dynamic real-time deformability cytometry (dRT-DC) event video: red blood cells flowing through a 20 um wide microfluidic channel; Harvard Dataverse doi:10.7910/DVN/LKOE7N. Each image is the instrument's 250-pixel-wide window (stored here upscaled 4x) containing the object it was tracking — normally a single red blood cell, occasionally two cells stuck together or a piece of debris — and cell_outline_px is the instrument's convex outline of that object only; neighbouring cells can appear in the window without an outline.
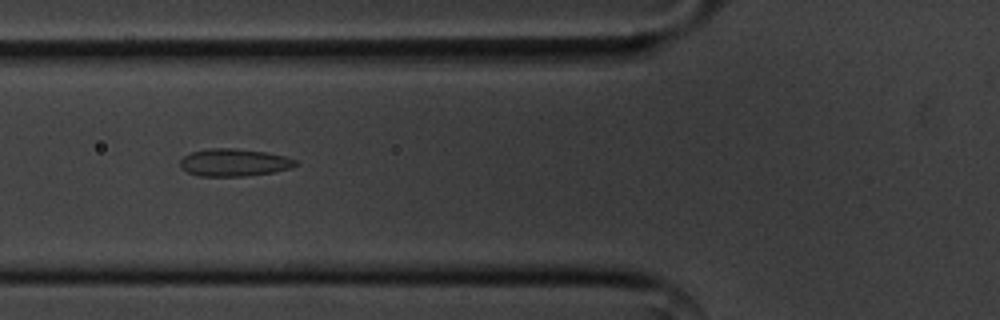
{"species": "common noctule bat (a hibernating species)", "species_latin": "Nyctalus noctula", "temperature_condition": "cold", "stored_images_in_passage": 44, "segment_of_instrument_passage": [1, 2], "camera_frame_rate_fps": 3000, "um_per_image_px": 0.085, "animal": {"sex": "male", "body_mass_g": 20.1, "forearm_length_mm": 53.5}, "frame": {"image": 1, "passage_image": 8, "time_ms": 2.333, "image_size_px": [1000, 320], "cell_outline_px": [[296, 164], [292, 168], [272, 172], [244, 176], [200, 176], [188, 172], [180, 164], [180, 160], [184, 156], [192, 152], [208, 148], [232, 148], [268, 152], [284, 156], [296, 160]], "centroid_in_image_um": [19.9, 13.8], "position_along_channel_um": 105.9, "area_um2": 18.32}}
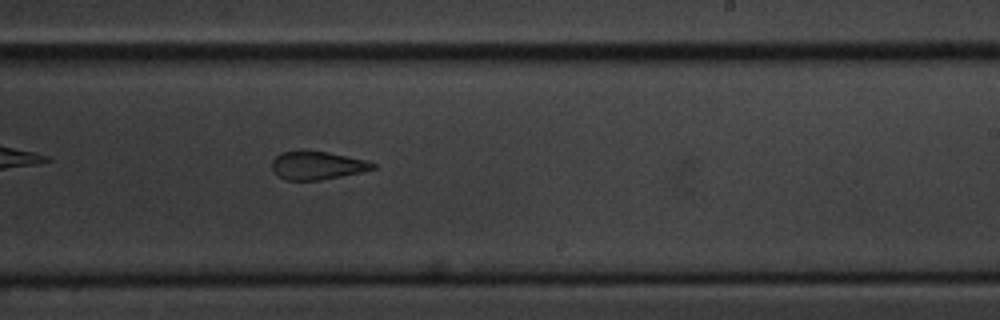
{"frame": {"image": 2, "passage_image": 21, "time_ms": 6.667, "image_size_px": [1000, 320], "cell_outline_px": [[376, 168], [360, 172], [320, 180], [284, 180], [272, 168], [272, 160], [280, 152], [328, 152], [364, 160], [376, 164]], "centroid_in_image_um": [26.95, 14.08], "position_along_channel_um": 262.0, "area_um2": 16.07}}
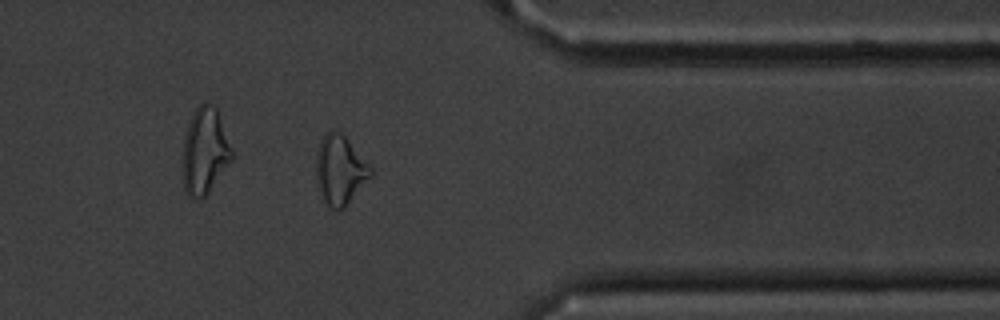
{"frame": {"image": 3, "passage_image": 32, "time_ms": 10.333, "image_size_px": [1000, 320], "cell_outline_px": [[372, 176], [344, 208], [328, 208], [324, 204], [316, 184], [316, 152], [320, 140], [328, 132], [340, 132], [348, 140], [372, 168]], "centroid_in_image_um": [28.87, 14.49], "position_along_channel_um": 382.5, "area_um2": 21.96}}